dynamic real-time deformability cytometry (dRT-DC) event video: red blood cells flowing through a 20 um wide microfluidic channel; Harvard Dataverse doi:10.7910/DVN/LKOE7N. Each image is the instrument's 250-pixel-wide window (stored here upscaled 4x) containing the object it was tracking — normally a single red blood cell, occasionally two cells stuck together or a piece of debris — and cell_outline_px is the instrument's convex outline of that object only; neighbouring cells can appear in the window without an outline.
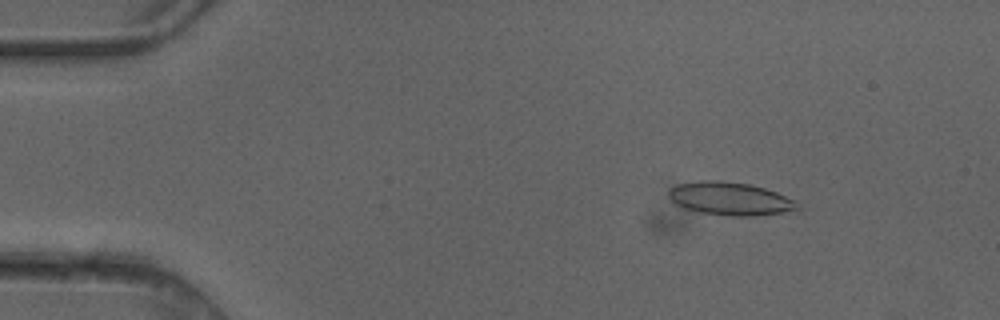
{"species": "common noctule bat (a hibernating species)", "species_latin": "Nyctalus noctula", "temperature_condition": "cold", "stored_images_in_passage": 3, "camera_frame_rate_fps": 3000, "um_per_image_px": 0.085, "animal": {"sex": "female"}, "frame": {"image": 1, "passage_image": 1, "time_ms": 0.0, "image_size_px": [1000, 320], "cell_outline_px": [[800, 212], [756, 216], [732, 216], [700, 212], [684, 208], [676, 204], [668, 196], [668, 188], [680, 184], [700, 180], [716, 180], [748, 184], [764, 188], [776, 192], [796, 200], [800, 204]], "centroid_in_image_um": [62.16, 16.91], "position_along_channel_um": 22.8, "area_um2": 25.26}}